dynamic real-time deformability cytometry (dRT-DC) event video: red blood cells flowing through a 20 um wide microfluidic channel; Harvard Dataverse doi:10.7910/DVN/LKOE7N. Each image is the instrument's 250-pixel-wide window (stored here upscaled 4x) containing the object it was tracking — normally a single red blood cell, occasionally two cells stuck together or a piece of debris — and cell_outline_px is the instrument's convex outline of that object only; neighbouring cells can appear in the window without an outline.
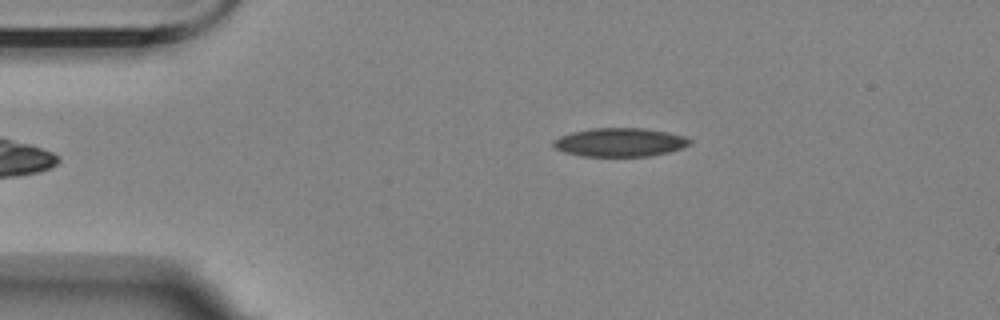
{"species": "Egyptian fruit bat (a non-hibernating species)", "species_latin": "Rousettus aegyptiacus", "temperature_condition": "room temperature", "stored_images_in_passage": 5, "camera_frame_rate_fps": 3000, "um_per_image_px": 0.085, "animal": {"sex": "female"}, "frame": {"image": 1, "passage_image": 5, "time_ms": 6.0, "image_size_px": [1000, 320], "cell_outline_px": [[692, 144], [668, 152], [648, 156], [580, 156], [564, 152], [556, 148], [552, 144], [552, 140], [560, 136], [572, 132], [592, 128], [644, 128], [668, 132], [688, 136], [692, 140]], "centroid_in_image_um": [52.71, 12.09], "position_along_channel_um": 32.3, "area_um2": 22.89}}